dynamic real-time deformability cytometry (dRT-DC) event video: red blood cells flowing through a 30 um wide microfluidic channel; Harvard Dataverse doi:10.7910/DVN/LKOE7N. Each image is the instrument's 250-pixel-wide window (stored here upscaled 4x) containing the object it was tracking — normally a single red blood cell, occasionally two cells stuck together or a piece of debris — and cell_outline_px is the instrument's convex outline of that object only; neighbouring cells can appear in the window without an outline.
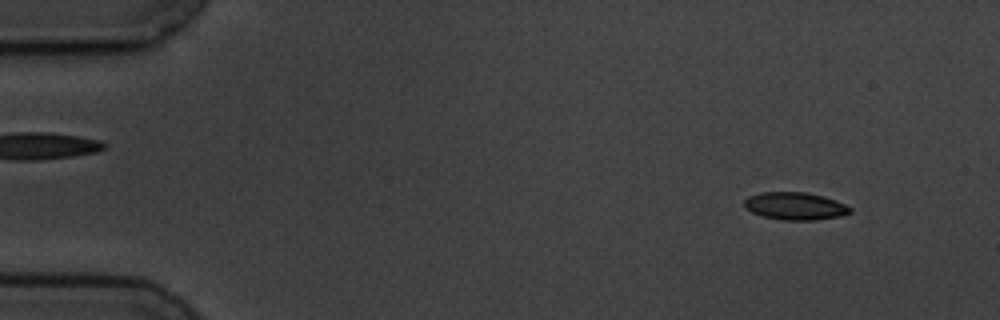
{"species": "common noctule bat (a hibernating species)", "species_latin": "Nyctalus noctula", "temperature_condition": "cold", "stored_images_in_passage": 4, "camera_frame_rate_fps": 3000, "um_per_image_px": 0.085, "animal": {"sex": "male", "body_mass_g": 19.5, "forearm_length_mm": 54.6}, "frame": {"image": 1, "passage_image": 1, "time_ms": 0.0, "image_size_px": [1000, 320], "cell_outline_px": [[852, 212], [840, 216], [816, 220], [780, 220], [764, 216], [752, 212], [744, 208], [744, 200], [748, 196], [760, 192], [804, 192], [824, 196], [836, 200], [852, 208]], "centroid_in_image_um": [67.58, 17.51], "position_along_channel_um": 17.4, "area_um2": 17.11}}
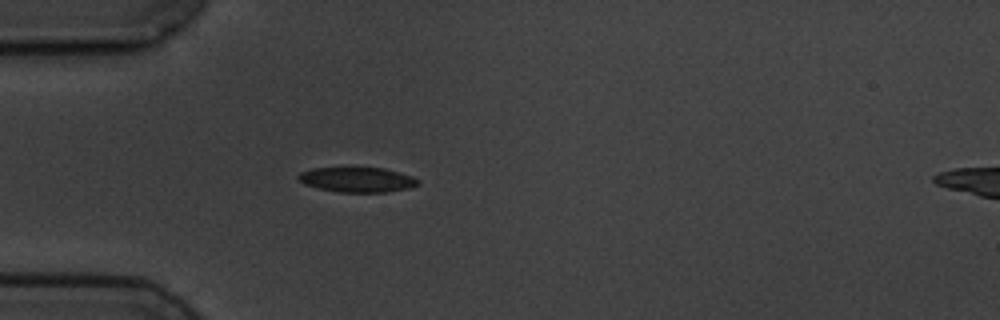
{"frame": {"image": 2, "passage_image": 4, "time_ms": 3.667, "image_size_px": [1000, 320], "cell_outline_px": [[420, 184], [408, 188], [384, 192], [340, 192], [320, 188], [304, 184], [296, 176], [300, 172], [312, 168], [344, 164], [352, 164], [384, 168], [412, 176], [420, 180]], "centroid_in_image_um": [30.32, 15.2], "position_along_channel_um": 54.7, "area_um2": 18.38}}